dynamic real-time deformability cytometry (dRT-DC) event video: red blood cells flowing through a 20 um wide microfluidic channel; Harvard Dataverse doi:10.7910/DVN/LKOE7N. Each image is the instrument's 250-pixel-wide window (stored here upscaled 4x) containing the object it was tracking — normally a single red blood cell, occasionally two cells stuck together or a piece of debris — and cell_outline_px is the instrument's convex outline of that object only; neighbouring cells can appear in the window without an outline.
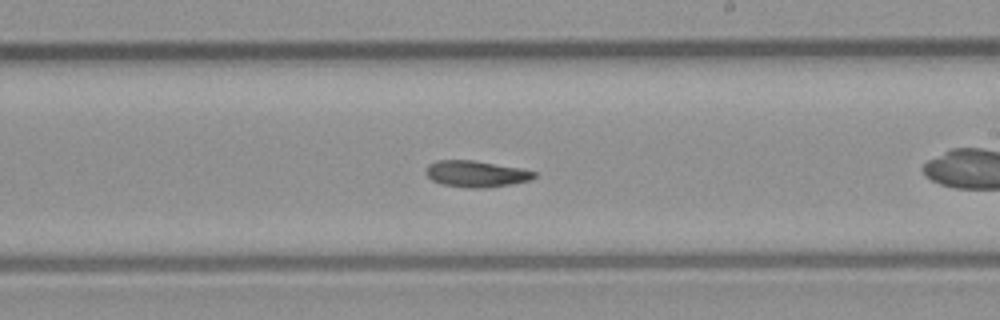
{"species": "common noctule bat (a hibernating species)", "species_latin": "Nyctalus noctula", "temperature_condition": "room temperature", "stored_images_in_passage": 36, "camera_frame_rate_fps": 3000, "um_per_image_px": 0.085, "animal": {"sex": "male", "body_mass_g": 23.1, "forearm_length_mm": 52.7}, "frame": {"image": 1, "passage_image": 16, "time_ms": 5.0, "image_size_px": [1000, 320], "cell_outline_px": [[536, 176], [532, 180], [512, 184], [484, 188], [468, 188], [440, 184], [432, 180], [424, 172], [428, 164], [436, 160], [472, 160], [520, 168], [536, 172]], "centroid_in_image_um": [40.45, 14.78], "position_along_channel_um": 248.6, "area_um2": 16.76}}
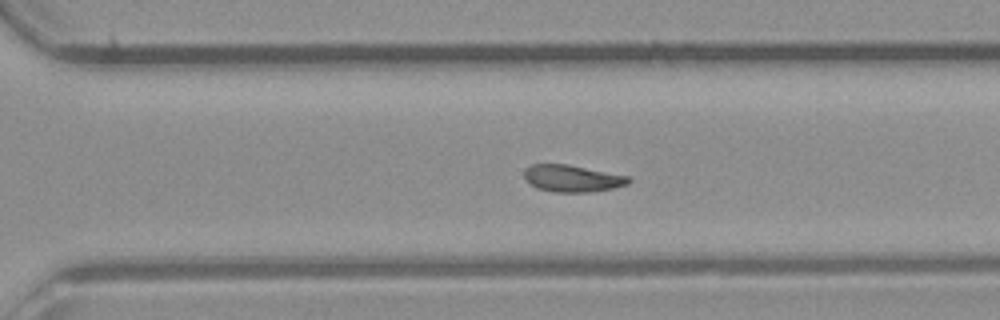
{"frame": {"image": 2, "passage_image": 21, "time_ms": 6.667, "image_size_px": [1000, 320], "cell_outline_px": [[632, 180], [628, 184], [612, 188], [592, 192], [552, 192], [536, 188], [524, 176], [524, 168], [532, 164], [568, 164], [632, 176]], "centroid_in_image_um": [48.69, 15.16], "position_along_channel_um": 321.9, "area_um2": 16.59}, "authors_computed_cell_mechanics": {"area_um2": 16.7331, "velocity_mm_per_s": 4.4182, "shape_relaxation_time_tau1_ms": 7.4719, "shape_relaxation_time_tau2_ms": null, "deformation_change_tau1": 0.1659, "deformation_change_tau2": null}}